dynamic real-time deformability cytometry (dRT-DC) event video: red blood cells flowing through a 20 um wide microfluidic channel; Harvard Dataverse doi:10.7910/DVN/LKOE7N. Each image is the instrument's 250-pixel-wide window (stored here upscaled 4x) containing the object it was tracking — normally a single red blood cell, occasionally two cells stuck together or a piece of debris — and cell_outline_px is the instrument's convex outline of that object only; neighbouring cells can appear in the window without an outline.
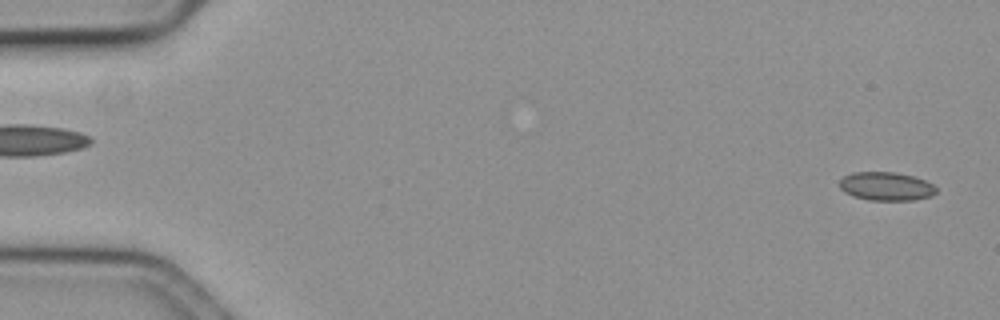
{"species": "common noctule bat (a hibernating species)", "species_latin": "Nyctalus noctula", "temperature_condition": "cold", "stored_images_in_passage": 58, "camera_frame_rate_fps": 3000, "um_per_image_px": 0.085, "animal": {"sex": "female", "body_mass_g": 19.3, "forearm_length_mm": 54.1}, "frame": {"image": 1, "passage_image": 2, "time_ms": 0.333, "image_size_px": [1000, 320], "cell_outline_px": [[936, 192], [932, 196], [916, 200], [868, 200], [852, 196], [844, 192], [840, 188], [840, 180], [844, 176], [852, 172], [896, 172], [912, 176], [924, 180], [932, 184], [936, 188]], "centroid_in_image_um": [75.31, 15.84], "position_along_channel_um": 9.7, "area_um2": 16.13}}
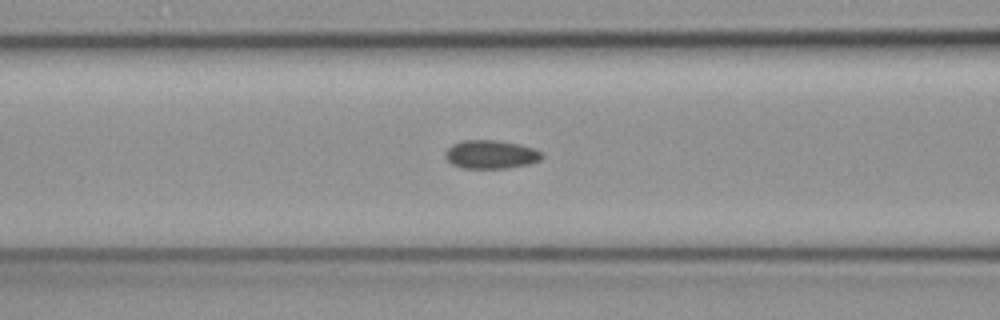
{"frame": {"image": 2, "passage_image": 24, "time_ms": 7.667, "image_size_px": [1000, 320], "cell_outline_px": [[544, 156], [540, 160], [528, 164], [508, 168], [460, 168], [452, 164], [444, 156], [444, 152], [452, 144], [464, 140], [496, 140], [520, 144], [532, 148], [540, 152]], "centroid_in_image_um": [41.69, 13.13], "position_along_channel_um": 124.9, "area_um2": 16.07}}
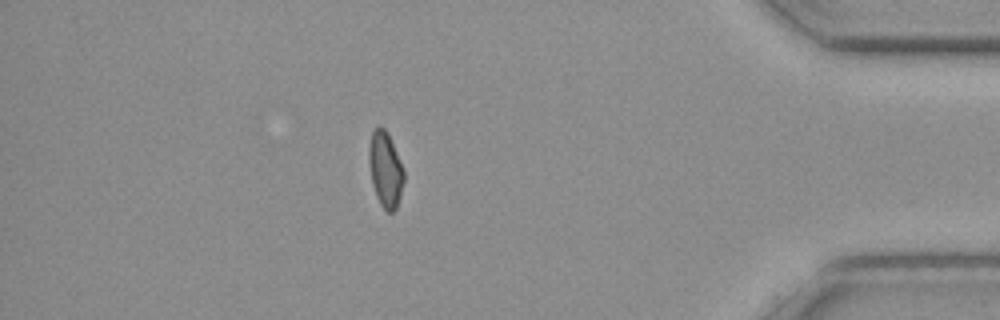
{"frame": {"image": 3, "passage_image": 51, "time_ms": 16.667, "image_size_px": [1000, 320], "cell_outline_px": [[404, 180], [400, 196], [396, 208], [392, 212], [388, 212], [380, 204], [376, 196], [372, 184], [368, 160], [368, 148], [372, 132], [380, 124], [388, 132], [404, 168]], "centroid_in_image_um": [32.75, 14.37], "position_along_channel_um": 402.4, "area_um2": 15.55}, "authors_computed_cell_mechanics": {"area_um2": 15.9817, "velocity_mm_per_s": 3.5714, "shape_relaxation_time_tau1_ms": null, "shape_relaxation_time_tau2_ms": 7.4839, "deformation_change_tau1": null, "deformation_change_tau2": 0.1033}}